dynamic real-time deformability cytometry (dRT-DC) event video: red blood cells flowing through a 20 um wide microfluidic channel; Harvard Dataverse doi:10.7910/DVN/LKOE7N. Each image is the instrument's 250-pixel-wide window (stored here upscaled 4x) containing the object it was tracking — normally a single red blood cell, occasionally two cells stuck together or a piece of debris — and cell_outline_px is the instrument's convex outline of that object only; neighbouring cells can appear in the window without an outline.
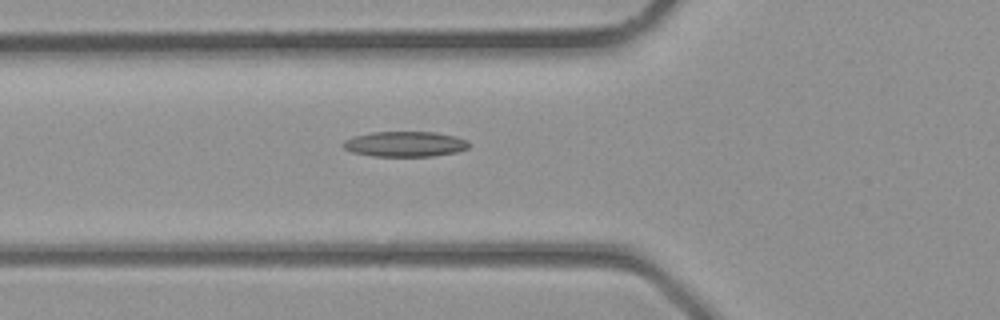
{"species": "common noctule bat (a hibernating species)", "species_latin": "Nyctalus noctula", "temperature_condition": "room temperature", "stored_images_in_passage": 32, "camera_frame_rate_fps": 3000, "um_per_image_px": 0.085, "animal": {"sex": "male", "body_mass_g": 23.1, "forearm_length_mm": 52.7}, "frame": {"image": 1, "passage_image": 10, "time_ms": 3.0, "image_size_px": [1000, 320], "cell_outline_px": [[468, 148], [456, 152], [432, 156], [372, 156], [352, 152], [344, 148], [340, 144], [344, 140], [352, 136], [372, 132], [432, 132], [456, 136], [468, 140]], "centroid_in_image_um": [34.38, 12.24], "position_along_channel_um": 91.4, "area_um2": 18.61}}
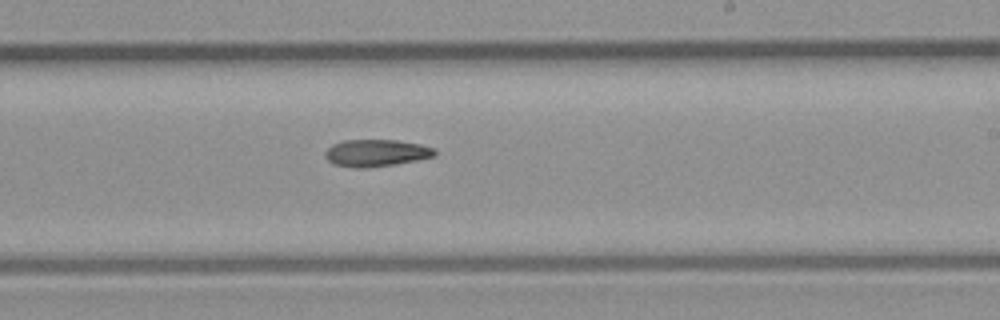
{"frame": {"image": 2, "passage_image": 19, "time_ms": 6.0, "image_size_px": [1000, 320], "cell_outline_px": [[436, 156], [396, 164], [364, 168], [356, 168], [332, 164], [324, 156], [324, 152], [332, 144], [344, 140], [396, 140], [420, 144], [432, 148], [436, 152]], "centroid_in_image_um": [31.93, 13.0], "position_along_channel_um": 257.1, "area_um2": 17.28}}
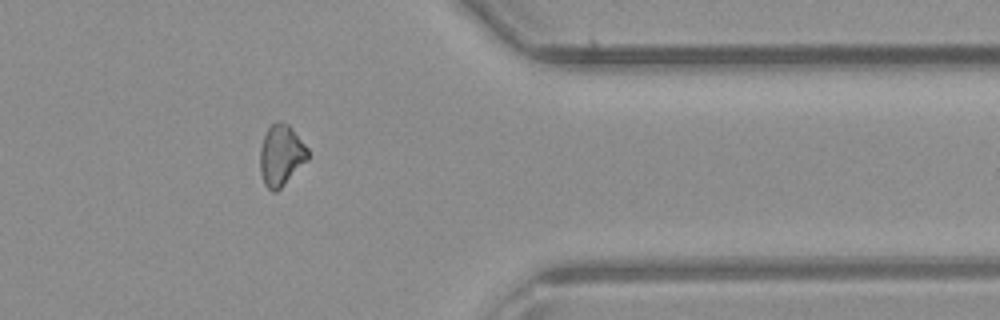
{"frame": {"image": 3, "passage_image": 27, "time_ms": 8.667, "image_size_px": [1000, 320], "cell_outline_px": [[308, 160], [276, 192], [272, 192], [264, 184], [260, 172], [260, 148], [264, 136], [268, 128], [276, 120], [280, 120], [288, 124], [308, 148]], "centroid_in_image_um": [23.88, 13.19], "position_along_channel_um": 387.5, "area_um2": 16.99}}